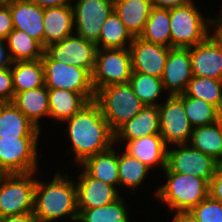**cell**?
<instances>
[{"label": "cell", "instance_id": "1", "mask_svg": "<svg viewBox=\"0 0 222 222\" xmlns=\"http://www.w3.org/2000/svg\"><path fill=\"white\" fill-rule=\"evenodd\" d=\"M64 122L68 123L66 131L77 164H82L88 157L115 145L114 132L94 100Z\"/></svg>", "mask_w": 222, "mask_h": 222}, {"label": "cell", "instance_id": "2", "mask_svg": "<svg viewBox=\"0 0 222 222\" xmlns=\"http://www.w3.org/2000/svg\"><path fill=\"white\" fill-rule=\"evenodd\" d=\"M57 173L50 183L36 178L33 214L38 222H53L70 217L78 219L77 189L75 183L66 175Z\"/></svg>", "mask_w": 222, "mask_h": 222}, {"label": "cell", "instance_id": "3", "mask_svg": "<svg viewBox=\"0 0 222 222\" xmlns=\"http://www.w3.org/2000/svg\"><path fill=\"white\" fill-rule=\"evenodd\" d=\"M164 173L167 181L155 193L171 210L189 212L209 196V183L205 179L172 171Z\"/></svg>", "mask_w": 222, "mask_h": 222}, {"label": "cell", "instance_id": "4", "mask_svg": "<svg viewBox=\"0 0 222 222\" xmlns=\"http://www.w3.org/2000/svg\"><path fill=\"white\" fill-rule=\"evenodd\" d=\"M94 101L99 105L113 132L144 107L129 82L101 88L95 93Z\"/></svg>", "mask_w": 222, "mask_h": 222}, {"label": "cell", "instance_id": "5", "mask_svg": "<svg viewBox=\"0 0 222 222\" xmlns=\"http://www.w3.org/2000/svg\"><path fill=\"white\" fill-rule=\"evenodd\" d=\"M194 3L192 0L186 5L169 9L171 48H190L209 36L215 19L204 18Z\"/></svg>", "mask_w": 222, "mask_h": 222}, {"label": "cell", "instance_id": "6", "mask_svg": "<svg viewBox=\"0 0 222 222\" xmlns=\"http://www.w3.org/2000/svg\"><path fill=\"white\" fill-rule=\"evenodd\" d=\"M35 172L0 176V217L33 212Z\"/></svg>", "mask_w": 222, "mask_h": 222}, {"label": "cell", "instance_id": "7", "mask_svg": "<svg viewBox=\"0 0 222 222\" xmlns=\"http://www.w3.org/2000/svg\"><path fill=\"white\" fill-rule=\"evenodd\" d=\"M47 89H64L82 94L89 102L95 99L91 74L84 68L52 60L45 52L41 58Z\"/></svg>", "mask_w": 222, "mask_h": 222}, {"label": "cell", "instance_id": "8", "mask_svg": "<svg viewBox=\"0 0 222 222\" xmlns=\"http://www.w3.org/2000/svg\"><path fill=\"white\" fill-rule=\"evenodd\" d=\"M132 74L129 48H97L95 65L91 74L95 93L103 87L128 83Z\"/></svg>", "mask_w": 222, "mask_h": 222}, {"label": "cell", "instance_id": "9", "mask_svg": "<svg viewBox=\"0 0 222 222\" xmlns=\"http://www.w3.org/2000/svg\"><path fill=\"white\" fill-rule=\"evenodd\" d=\"M38 137L0 138V172L26 174L38 169Z\"/></svg>", "mask_w": 222, "mask_h": 222}, {"label": "cell", "instance_id": "10", "mask_svg": "<svg viewBox=\"0 0 222 222\" xmlns=\"http://www.w3.org/2000/svg\"><path fill=\"white\" fill-rule=\"evenodd\" d=\"M160 135L167 145L189 144L193 128L186 117L183 106V93L168 95L158 106Z\"/></svg>", "mask_w": 222, "mask_h": 222}, {"label": "cell", "instance_id": "11", "mask_svg": "<svg viewBox=\"0 0 222 222\" xmlns=\"http://www.w3.org/2000/svg\"><path fill=\"white\" fill-rule=\"evenodd\" d=\"M178 149L167 150V162L164 171L193 175L205 179L208 183L215 174L219 163L190 144L176 145Z\"/></svg>", "mask_w": 222, "mask_h": 222}, {"label": "cell", "instance_id": "12", "mask_svg": "<svg viewBox=\"0 0 222 222\" xmlns=\"http://www.w3.org/2000/svg\"><path fill=\"white\" fill-rule=\"evenodd\" d=\"M72 9L76 34L96 44L102 25L114 11V0H77Z\"/></svg>", "mask_w": 222, "mask_h": 222}, {"label": "cell", "instance_id": "13", "mask_svg": "<svg viewBox=\"0 0 222 222\" xmlns=\"http://www.w3.org/2000/svg\"><path fill=\"white\" fill-rule=\"evenodd\" d=\"M97 46L91 41L72 34L59 42L45 47L44 52L52 59L86 69L92 74Z\"/></svg>", "mask_w": 222, "mask_h": 222}, {"label": "cell", "instance_id": "14", "mask_svg": "<svg viewBox=\"0 0 222 222\" xmlns=\"http://www.w3.org/2000/svg\"><path fill=\"white\" fill-rule=\"evenodd\" d=\"M169 50L170 47L150 43L139 37H134L129 47L132 72L161 78Z\"/></svg>", "mask_w": 222, "mask_h": 222}, {"label": "cell", "instance_id": "15", "mask_svg": "<svg viewBox=\"0 0 222 222\" xmlns=\"http://www.w3.org/2000/svg\"><path fill=\"white\" fill-rule=\"evenodd\" d=\"M193 76L189 48H170L161 77L169 95L184 93Z\"/></svg>", "mask_w": 222, "mask_h": 222}, {"label": "cell", "instance_id": "16", "mask_svg": "<svg viewBox=\"0 0 222 222\" xmlns=\"http://www.w3.org/2000/svg\"><path fill=\"white\" fill-rule=\"evenodd\" d=\"M78 209H91L113 203L120 198L118 187L91 177L84 169L75 184Z\"/></svg>", "mask_w": 222, "mask_h": 222}, {"label": "cell", "instance_id": "17", "mask_svg": "<svg viewBox=\"0 0 222 222\" xmlns=\"http://www.w3.org/2000/svg\"><path fill=\"white\" fill-rule=\"evenodd\" d=\"M189 55L194 76L222 80V52L210 36L190 47Z\"/></svg>", "mask_w": 222, "mask_h": 222}, {"label": "cell", "instance_id": "18", "mask_svg": "<svg viewBox=\"0 0 222 222\" xmlns=\"http://www.w3.org/2000/svg\"><path fill=\"white\" fill-rule=\"evenodd\" d=\"M8 6L14 29L26 32L44 47V9L29 0H10Z\"/></svg>", "mask_w": 222, "mask_h": 222}, {"label": "cell", "instance_id": "19", "mask_svg": "<svg viewBox=\"0 0 222 222\" xmlns=\"http://www.w3.org/2000/svg\"><path fill=\"white\" fill-rule=\"evenodd\" d=\"M154 134H160L158 107L144 105L135 117L114 132V143L127 142Z\"/></svg>", "mask_w": 222, "mask_h": 222}, {"label": "cell", "instance_id": "20", "mask_svg": "<svg viewBox=\"0 0 222 222\" xmlns=\"http://www.w3.org/2000/svg\"><path fill=\"white\" fill-rule=\"evenodd\" d=\"M125 144V152L140 160L150 170L158 164L163 170L166 168L168 147L160 134L144 136Z\"/></svg>", "mask_w": 222, "mask_h": 222}, {"label": "cell", "instance_id": "21", "mask_svg": "<svg viewBox=\"0 0 222 222\" xmlns=\"http://www.w3.org/2000/svg\"><path fill=\"white\" fill-rule=\"evenodd\" d=\"M44 48L61 41L74 32L72 5L44 8Z\"/></svg>", "mask_w": 222, "mask_h": 222}, {"label": "cell", "instance_id": "22", "mask_svg": "<svg viewBox=\"0 0 222 222\" xmlns=\"http://www.w3.org/2000/svg\"><path fill=\"white\" fill-rule=\"evenodd\" d=\"M40 130L12 103H0V138L39 137Z\"/></svg>", "mask_w": 222, "mask_h": 222}, {"label": "cell", "instance_id": "23", "mask_svg": "<svg viewBox=\"0 0 222 222\" xmlns=\"http://www.w3.org/2000/svg\"><path fill=\"white\" fill-rule=\"evenodd\" d=\"M152 8L150 0H114V11L134 37L143 32Z\"/></svg>", "mask_w": 222, "mask_h": 222}, {"label": "cell", "instance_id": "24", "mask_svg": "<svg viewBox=\"0 0 222 222\" xmlns=\"http://www.w3.org/2000/svg\"><path fill=\"white\" fill-rule=\"evenodd\" d=\"M12 103L39 129V119L49 117V96L45 86L16 93Z\"/></svg>", "mask_w": 222, "mask_h": 222}, {"label": "cell", "instance_id": "25", "mask_svg": "<svg viewBox=\"0 0 222 222\" xmlns=\"http://www.w3.org/2000/svg\"><path fill=\"white\" fill-rule=\"evenodd\" d=\"M93 178L112 186H119L118 154L113 147L88 157L82 164Z\"/></svg>", "mask_w": 222, "mask_h": 222}, {"label": "cell", "instance_id": "26", "mask_svg": "<svg viewBox=\"0 0 222 222\" xmlns=\"http://www.w3.org/2000/svg\"><path fill=\"white\" fill-rule=\"evenodd\" d=\"M49 118L64 122L77 114L89 101L80 93L64 89H48Z\"/></svg>", "mask_w": 222, "mask_h": 222}, {"label": "cell", "instance_id": "27", "mask_svg": "<svg viewBox=\"0 0 222 222\" xmlns=\"http://www.w3.org/2000/svg\"><path fill=\"white\" fill-rule=\"evenodd\" d=\"M189 144L220 163L222 161V118L213 124L193 128Z\"/></svg>", "mask_w": 222, "mask_h": 222}, {"label": "cell", "instance_id": "28", "mask_svg": "<svg viewBox=\"0 0 222 222\" xmlns=\"http://www.w3.org/2000/svg\"><path fill=\"white\" fill-rule=\"evenodd\" d=\"M12 64L11 72L15 94L45 86L44 68L41 59L33 61H17Z\"/></svg>", "mask_w": 222, "mask_h": 222}, {"label": "cell", "instance_id": "29", "mask_svg": "<svg viewBox=\"0 0 222 222\" xmlns=\"http://www.w3.org/2000/svg\"><path fill=\"white\" fill-rule=\"evenodd\" d=\"M134 36L129 32L115 11L109 15L101 27L97 48H129Z\"/></svg>", "mask_w": 222, "mask_h": 222}, {"label": "cell", "instance_id": "30", "mask_svg": "<svg viewBox=\"0 0 222 222\" xmlns=\"http://www.w3.org/2000/svg\"><path fill=\"white\" fill-rule=\"evenodd\" d=\"M6 41L13 62L38 60L44 54L45 48L22 30L13 29Z\"/></svg>", "mask_w": 222, "mask_h": 222}, {"label": "cell", "instance_id": "31", "mask_svg": "<svg viewBox=\"0 0 222 222\" xmlns=\"http://www.w3.org/2000/svg\"><path fill=\"white\" fill-rule=\"evenodd\" d=\"M139 38L171 48L170 10L153 6Z\"/></svg>", "mask_w": 222, "mask_h": 222}, {"label": "cell", "instance_id": "32", "mask_svg": "<svg viewBox=\"0 0 222 222\" xmlns=\"http://www.w3.org/2000/svg\"><path fill=\"white\" fill-rule=\"evenodd\" d=\"M183 106L192 128L210 125L222 118V112L212 104L200 98L183 93Z\"/></svg>", "mask_w": 222, "mask_h": 222}, {"label": "cell", "instance_id": "33", "mask_svg": "<svg viewBox=\"0 0 222 222\" xmlns=\"http://www.w3.org/2000/svg\"><path fill=\"white\" fill-rule=\"evenodd\" d=\"M120 197L111 204L91 208L78 209L79 222H130L124 199Z\"/></svg>", "mask_w": 222, "mask_h": 222}, {"label": "cell", "instance_id": "34", "mask_svg": "<svg viewBox=\"0 0 222 222\" xmlns=\"http://www.w3.org/2000/svg\"><path fill=\"white\" fill-rule=\"evenodd\" d=\"M184 93L190 97L203 99L222 112V80L193 75Z\"/></svg>", "mask_w": 222, "mask_h": 222}, {"label": "cell", "instance_id": "35", "mask_svg": "<svg viewBox=\"0 0 222 222\" xmlns=\"http://www.w3.org/2000/svg\"><path fill=\"white\" fill-rule=\"evenodd\" d=\"M149 169L140 160L123 151L122 154H118L119 186L124 185L131 191L138 189L150 171Z\"/></svg>", "mask_w": 222, "mask_h": 222}, {"label": "cell", "instance_id": "36", "mask_svg": "<svg viewBox=\"0 0 222 222\" xmlns=\"http://www.w3.org/2000/svg\"><path fill=\"white\" fill-rule=\"evenodd\" d=\"M129 83L133 88L134 94L144 105L157 107L160 105L157 99L162 91L165 90L161 78L132 72Z\"/></svg>", "mask_w": 222, "mask_h": 222}, {"label": "cell", "instance_id": "37", "mask_svg": "<svg viewBox=\"0 0 222 222\" xmlns=\"http://www.w3.org/2000/svg\"><path fill=\"white\" fill-rule=\"evenodd\" d=\"M199 222H222V203L210 196L189 211Z\"/></svg>", "mask_w": 222, "mask_h": 222}, {"label": "cell", "instance_id": "38", "mask_svg": "<svg viewBox=\"0 0 222 222\" xmlns=\"http://www.w3.org/2000/svg\"><path fill=\"white\" fill-rule=\"evenodd\" d=\"M11 67L0 69V103H10L14 98Z\"/></svg>", "mask_w": 222, "mask_h": 222}, {"label": "cell", "instance_id": "39", "mask_svg": "<svg viewBox=\"0 0 222 222\" xmlns=\"http://www.w3.org/2000/svg\"><path fill=\"white\" fill-rule=\"evenodd\" d=\"M13 29L12 14L8 2H0V39L6 40Z\"/></svg>", "mask_w": 222, "mask_h": 222}, {"label": "cell", "instance_id": "40", "mask_svg": "<svg viewBox=\"0 0 222 222\" xmlns=\"http://www.w3.org/2000/svg\"><path fill=\"white\" fill-rule=\"evenodd\" d=\"M209 196L222 203V167L217 166L214 176L209 182Z\"/></svg>", "mask_w": 222, "mask_h": 222}, {"label": "cell", "instance_id": "41", "mask_svg": "<svg viewBox=\"0 0 222 222\" xmlns=\"http://www.w3.org/2000/svg\"><path fill=\"white\" fill-rule=\"evenodd\" d=\"M154 7L173 9L175 7H180L191 2V0H150Z\"/></svg>", "mask_w": 222, "mask_h": 222}, {"label": "cell", "instance_id": "42", "mask_svg": "<svg viewBox=\"0 0 222 222\" xmlns=\"http://www.w3.org/2000/svg\"><path fill=\"white\" fill-rule=\"evenodd\" d=\"M0 222H38L33 212H27L20 215L0 217Z\"/></svg>", "mask_w": 222, "mask_h": 222}, {"label": "cell", "instance_id": "43", "mask_svg": "<svg viewBox=\"0 0 222 222\" xmlns=\"http://www.w3.org/2000/svg\"><path fill=\"white\" fill-rule=\"evenodd\" d=\"M5 43L7 44L6 40L0 39V69L9 68L13 63L8 48L5 49Z\"/></svg>", "mask_w": 222, "mask_h": 222}, {"label": "cell", "instance_id": "44", "mask_svg": "<svg viewBox=\"0 0 222 222\" xmlns=\"http://www.w3.org/2000/svg\"><path fill=\"white\" fill-rule=\"evenodd\" d=\"M31 3L41 8L61 7L71 5V0H29Z\"/></svg>", "mask_w": 222, "mask_h": 222}, {"label": "cell", "instance_id": "45", "mask_svg": "<svg viewBox=\"0 0 222 222\" xmlns=\"http://www.w3.org/2000/svg\"><path fill=\"white\" fill-rule=\"evenodd\" d=\"M212 24L213 25L211 26H213L215 30L213 32V35L209 34V36L217 43L222 52V18L220 16L215 18Z\"/></svg>", "mask_w": 222, "mask_h": 222}, {"label": "cell", "instance_id": "46", "mask_svg": "<svg viewBox=\"0 0 222 222\" xmlns=\"http://www.w3.org/2000/svg\"><path fill=\"white\" fill-rule=\"evenodd\" d=\"M172 222H199L190 212H176Z\"/></svg>", "mask_w": 222, "mask_h": 222}, {"label": "cell", "instance_id": "47", "mask_svg": "<svg viewBox=\"0 0 222 222\" xmlns=\"http://www.w3.org/2000/svg\"><path fill=\"white\" fill-rule=\"evenodd\" d=\"M10 0H0V2H9Z\"/></svg>", "mask_w": 222, "mask_h": 222}]
</instances>
